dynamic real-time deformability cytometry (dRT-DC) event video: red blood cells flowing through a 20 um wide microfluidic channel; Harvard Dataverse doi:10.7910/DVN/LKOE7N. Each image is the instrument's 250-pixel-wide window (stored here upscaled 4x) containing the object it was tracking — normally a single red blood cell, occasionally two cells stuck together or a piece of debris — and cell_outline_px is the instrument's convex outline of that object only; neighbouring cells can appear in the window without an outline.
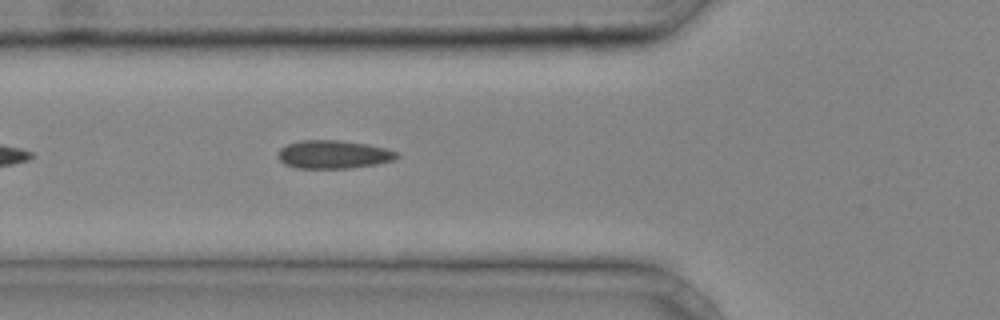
{"species": "common noctule bat (a hibernating species)", "species_latin": "Nyctalus noctula", "temperature_condition": "cold", "stored_images_in_passage": 31, "camera_frame_rate_fps": 3000, "um_per_image_px": 0.085, "animal": {"sex": "male", "body_mass_g": 20.4}, "frame": {"image": 1, "passage_image": 5, "time_ms": 1.333, "image_size_px": [1000, 320], "cell_outline_px": [[400, 156], [392, 160], [376, 164], [348, 168], [296, 168], [284, 164], [276, 156], [280, 148], [288, 144], [300, 140], [340, 140], [368, 144], [400, 152]], "centroid_in_image_um": [28.33, 13.12], "position_along_channel_um": 97.5, "area_um2": 19.65}}